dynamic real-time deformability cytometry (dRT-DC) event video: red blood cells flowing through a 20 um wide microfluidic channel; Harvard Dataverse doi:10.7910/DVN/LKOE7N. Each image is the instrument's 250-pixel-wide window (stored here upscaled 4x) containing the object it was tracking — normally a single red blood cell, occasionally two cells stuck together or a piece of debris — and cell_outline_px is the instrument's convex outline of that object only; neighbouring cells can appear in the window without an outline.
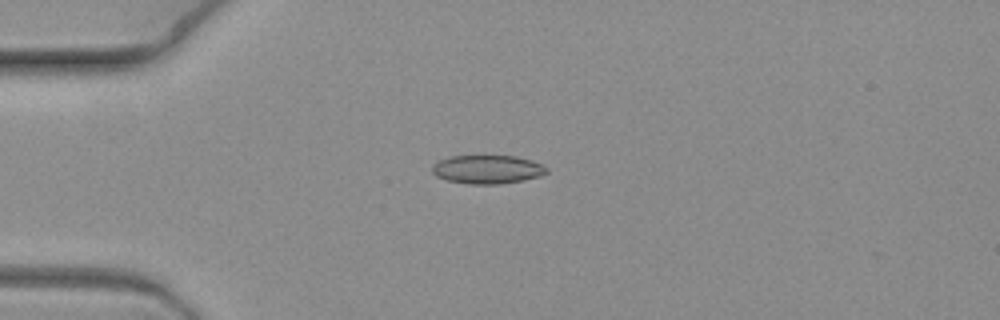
{"species": "common noctule bat (a hibernating species)", "species_latin": "Nyctalus noctula", "temperature_condition": "warm", "stored_images_in_passage": 7, "camera_frame_rate_fps": 3000, "um_per_image_px": 0.085, "animal": {"sex": "female", "body_mass_g": 19.3, "forearm_length_mm": 54.1}, "frame": {"image": 1, "passage_image": 6, "time_ms": 1.667, "image_size_px": [1000, 320], "cell_outline_px": [[548, 172], [536, 176], [520, 180], [500, 184], [468, 184], [448, 180], [436, 176], [432, 172], [432, 164], [440, 160], [452, 156], [516, 156], [532, 160], [548, 168]], "centroid_in_image_um": [41.4, 14.39], "position_along_channel_um": 43.6, "area_um2": 18.84}}